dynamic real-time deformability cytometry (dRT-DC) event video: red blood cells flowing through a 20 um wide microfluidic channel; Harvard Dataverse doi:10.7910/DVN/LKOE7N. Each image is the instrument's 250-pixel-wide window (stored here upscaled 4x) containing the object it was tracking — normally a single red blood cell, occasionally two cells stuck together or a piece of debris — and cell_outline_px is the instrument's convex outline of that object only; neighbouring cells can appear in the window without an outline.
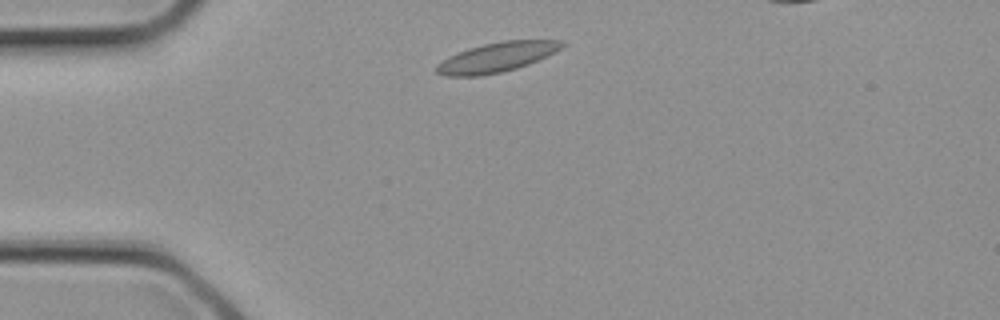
{"species": "common noctule bat (a hibernating species)", "species_latin": "Nyctalus noctula", "temperature_condition": "cold", "stored_images_in_passage": 2, "segment_of_instrument_passage": [2, 2], "camera_frame_rate_fps": 3000, "um_per_image_px": 0.085, "animal": {"sex": "female", "body_mass_g": 21.9}, "frame": {"image": 1, "passage_image": 2, "time_ms": 0.333, "image_size_px": [1000, 320], "cell_outline_px": [[564, 44], [556, 52], [548, 56], [528, 64], [516, 68], [500, 72], [480, 76], [448, 76], [436, 72], [436, 64], [448, 56], [468, 48], [484, 44], [504, 40], [564, 40]], "centroid_in_image_um": [42.22, 4.86], "position_along_channel_um": 42.8, "area_um2": 21.62}}